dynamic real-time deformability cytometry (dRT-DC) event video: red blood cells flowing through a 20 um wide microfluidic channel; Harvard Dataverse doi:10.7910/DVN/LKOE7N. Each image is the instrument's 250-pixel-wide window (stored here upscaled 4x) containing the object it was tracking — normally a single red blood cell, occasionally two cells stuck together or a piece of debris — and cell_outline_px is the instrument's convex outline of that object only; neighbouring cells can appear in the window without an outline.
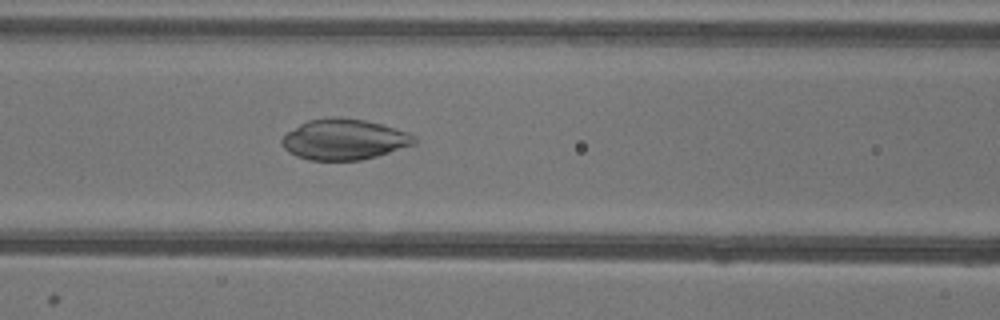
{"species": "common noctule bat (a hibernating species)", "species_latin": "Nyctalus noctula", "temperature_condition": "warm", "stored_images_in_passage": 50, "camera_frame_rate_fps": 3000, "um_per_image_px": 0.085, "animal": {"sex": "female"}, "frame": {"image": 1, "passage_image": 20, "time_ms": 6.333, "image_size_px": [1000, 320], "cell_outline_px": [[416, 144], [376, 156], [360, 160], [308, 160], [296, 156], [288, 152], [280, 144], [280, 140], [288, 132], [300, 124], [308, 120], [332, 116], [336, 116], [364, 120], [380, 124], [408, 132], [416, 136]], "centroid_in_image_um": [29.24, 11.85], "position_along_channel_um": 137.4, "area_um2": 31.44}}
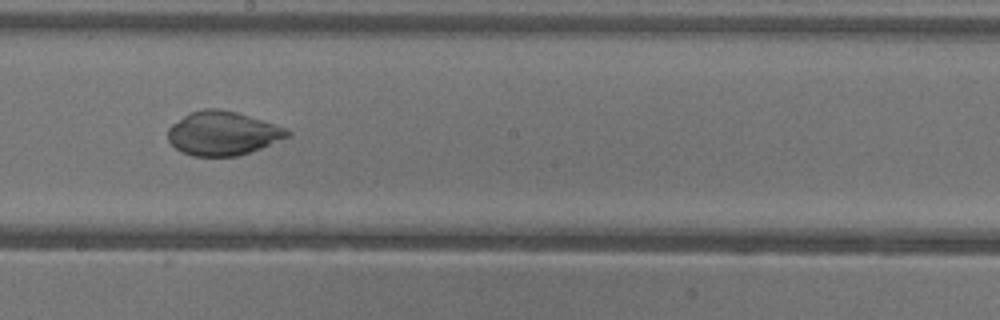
{"frame": {"image": 2, "passage_image": 27, "time_ms": 8.667, "image_size_px": [1000, 320], "cell_outline_px": [[292, 132], [288, 136], [252, 152], [240, 156], [192, 156], [180, 152], [168, 140], [168, 128], [172, 124], [188, 112], [204, 108], [216, 108], [236, 112], [288, 128]], "centroid_in_image_um": [18.91, 11.33], "position_along_channel_um": 229.3, "area_um2": 30.69}}
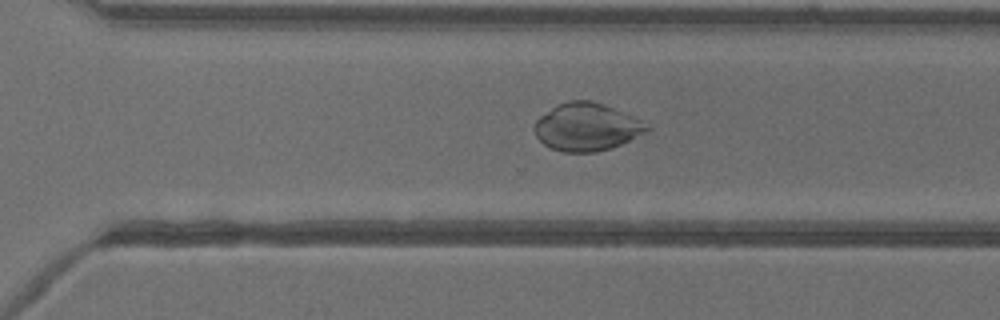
{"frame": {"image": 3, "passage_image": 34, "time_ms": 11.0, "image_size_px": [1000, 320], "cell_outline_px": [[652, 128], [648, 132], [612, 148], [596, 152], [564, 152], [552, 148], [544, 144], [536, 136], [532, 128], [536, 120], [540, 116], [552, 108], [568, 100], [592, 100], [604, 104], [632, 116], [640, 120]], "centroid_in_image_um": [49.87, 10.8], "position_along_channel_um": 320.7, "area_um2": 31.27}}